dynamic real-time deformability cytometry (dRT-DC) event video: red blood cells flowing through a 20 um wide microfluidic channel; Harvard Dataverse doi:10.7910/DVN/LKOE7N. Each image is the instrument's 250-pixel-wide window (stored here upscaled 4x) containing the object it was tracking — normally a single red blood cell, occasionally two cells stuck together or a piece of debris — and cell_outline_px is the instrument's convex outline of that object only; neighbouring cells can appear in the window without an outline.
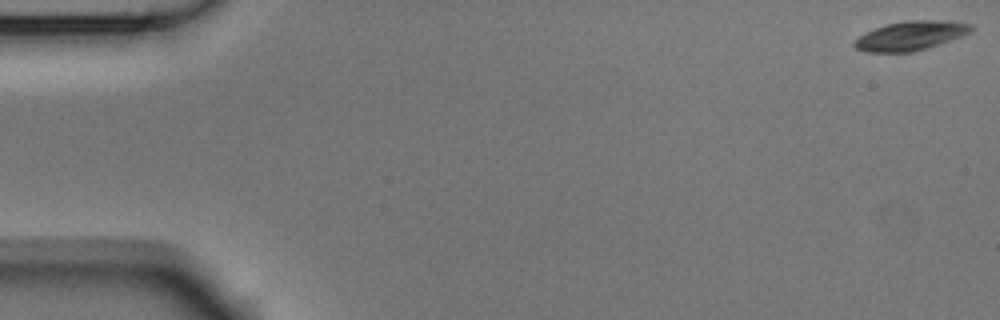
{"species": "Egyptian fruit bat (a non-hibernating species)", "species_latin": "Rousettus aegyptiacus", "temperature_condition": "room temperature", "stored_images_in_passage": 54, "camera_frame_rate_fps": 3000, "um_per_image_px": 0.085, "animal": {"sex": "male"}, "frame": {"image": 1, "passage_image": 1, "time_ms": 0.0, "image_size_px": [1000, 320], "cell_outline_px": [[972, 32], [928, 48], [912, 52], [868, 52], [856, 48], [852, 44], [860, 36], [876, 28], [888, 24], [908, 20], [944, 20], [972, 24]], "centroid_in_image_um": [77.44, 3.04], "position_along_channel_um": 7.6, "area_um2": 19.59}}
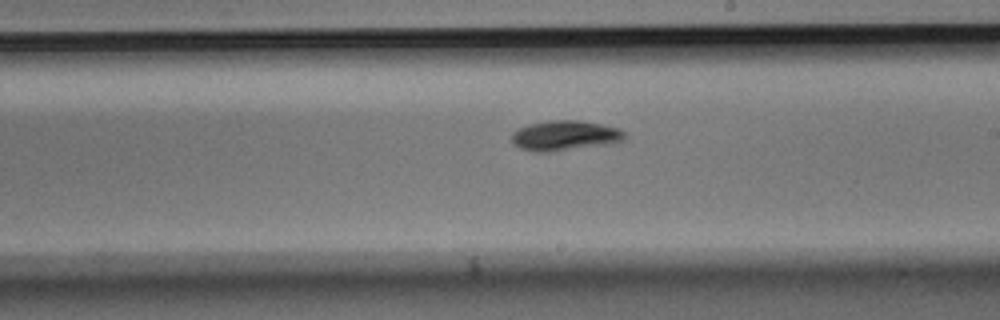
{"frame": {"image": 2, "passage_image": 31, "time_ms": 10.0, "image_size_px": [1000, 320], "cell_outline_px": [[624, 140], [616, 144], [552, 152], [532, 152], [520, 148], [512, 144], [512, 132], [528, 124], [548, 120], [580, 120], [620, 128], [624, 132]], "centroid_in_image_um": [48.03, 11.54], "position_along_channel_um": 241.0, "area_um2": 20.29}}
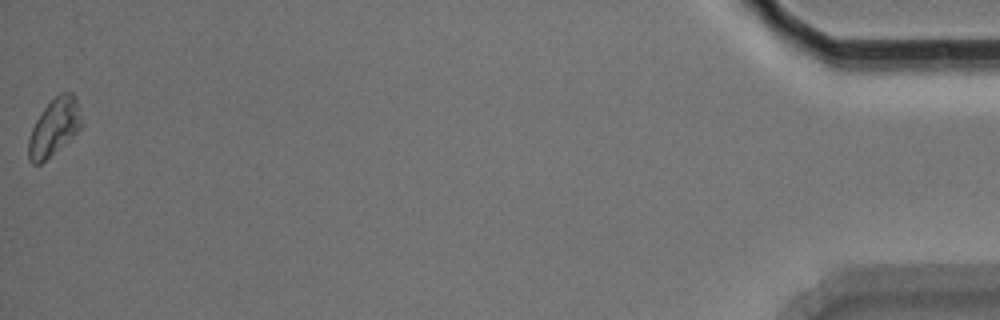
{"frame": {"image": 3, "passage_image": 54, "time_ms": 17.667, "image_size_px": [1000, 320], "cell_outline_px": [[84, 124], [72, 136], [40, 164], [32, 164], [28, 160], [28, 140], [32, 128], [36, 120], [44, 108], [60, 92], [72, 92], [76, 96]], "centroid_in_image_um": [4.62, 10.79], "position_along_channel_um": 430.6, "area_um2": 17.46}, "authors_computed_cell_mechanics": {"area_um2": 18.785, "velocity_mm_per_s": 3.7332, "shape_relaxation_time_tau1_ms": 1.9608, "shape_relaxation_time_tau2_ms": null, "deformation_change_tau1": 0.1017, "deformation_change_tau2": null}}